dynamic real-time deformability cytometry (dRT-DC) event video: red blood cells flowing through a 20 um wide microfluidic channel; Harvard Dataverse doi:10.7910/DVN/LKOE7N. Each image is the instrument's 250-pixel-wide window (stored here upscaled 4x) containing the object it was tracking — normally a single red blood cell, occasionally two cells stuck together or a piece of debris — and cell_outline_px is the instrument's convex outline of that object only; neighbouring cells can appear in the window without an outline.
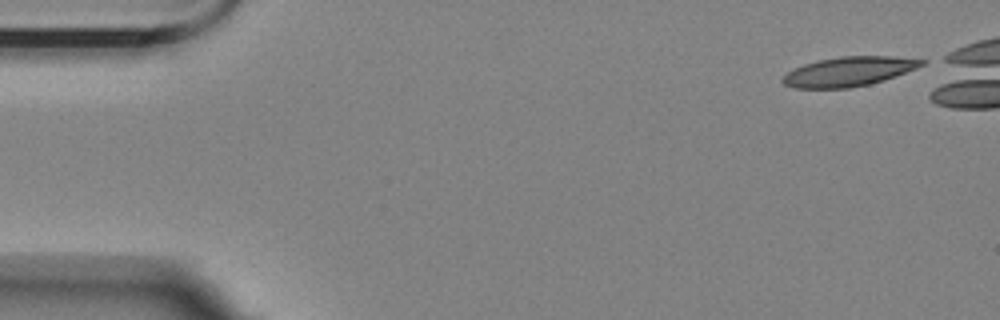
{"species": "Egyptian fruit bat (a non-hibernating species)", "species_latin": "Rousettus aegyptiacus", "temperature_condition": "room temperature", "stored_images_in_passage": 6, "camera_frame_rate_fps": 3000, "um_per_image_px": 0.085, "animal": {"sex": "female"}, "frame": {"image": 1, "passage_image": 1, "time_ms": 0.0, "image_size_px": [1000, 320], "cell_outline_px": [[928, 60], [924, 64], [916, 68], [884, 80], [868, 84], [848, 88], [792, 88], [784, 84], [780, 80], [788, 72], [804, 64], [816, 60], [840, 56], [896, 56]], "centroid_in_image_um": [72.14, 6.07], "position_along_channel_um": 12.9, "area_um2": 23.81}}
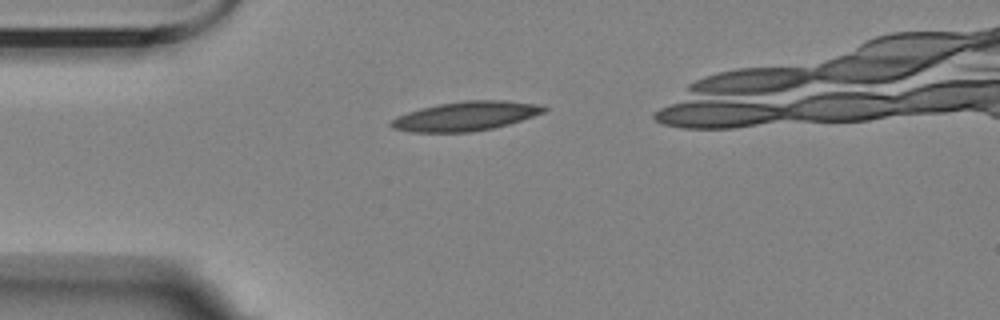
{"frame": {"image": 2, "passage_image": 3, "time_ms": 3.667, "image_size_px": [1000, 320], "cell_outline_px": [[548, 108], [544, 112], [508, 124], [492, 128], [472, 132], [412, 132], [392, 128], [388, 124], [396, 116], [420, 108], [440, 104], [464, 100], [504, 100], [536, 104]], "centroid_in_image_um": [39.54, 9.87], "position_along_channel_um": 45.5, "area_um2": 25.84}}
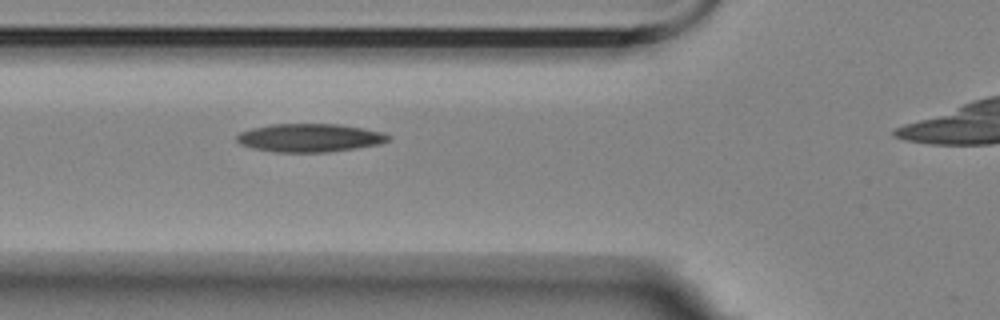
{"frame": {"image": 3, "passage_image": 5, "time_ms": 5.667, "image_size_px": [1000, 320], "cell_outline_px": [[392, 140], [380, 144], [356, 148], [328, 152], [276, 152], [252, 148], [240, 144], [236, 140], [236, 136], [240, 132], [252, 128], [272, 124], [340, 124], [364, 128], [384, 132], [392, 136]], "centroid_in_image_um": [26.37, 11.71], "position_along_channel_um": 99.4, "area_um2": 25.2}}